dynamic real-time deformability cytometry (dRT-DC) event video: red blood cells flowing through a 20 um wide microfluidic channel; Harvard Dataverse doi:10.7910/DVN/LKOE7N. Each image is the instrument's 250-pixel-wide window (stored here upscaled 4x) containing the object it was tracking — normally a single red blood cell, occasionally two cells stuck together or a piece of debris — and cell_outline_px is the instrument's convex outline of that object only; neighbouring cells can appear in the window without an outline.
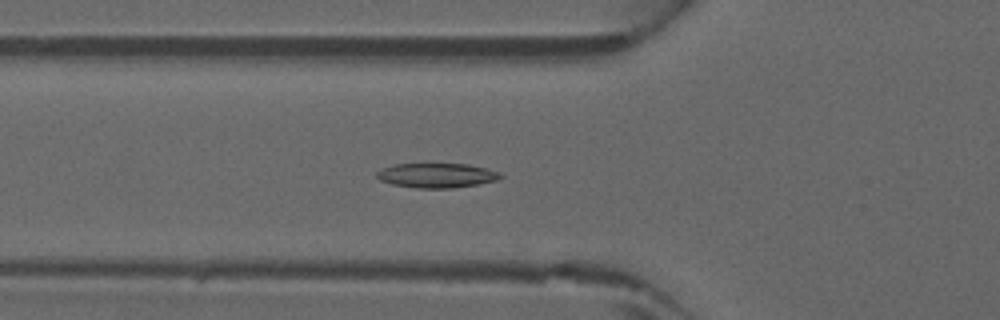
{"species": "common noctule bat (a hibernating species)", "species_latin": "Nyctalus noctula", "temperature_condition": "warm", "stored_images_in_passage": 46, "camera_frame_rate_fps": 3000, "um_per_image_px": 0.085, "animal": {"sex": "male", "forearm_length_mm": 52.5}, "frame": {"image": 1, "passage_image": 17, "time_ms": 5.333, "image_size_px": [1000, 320], "cell_outline_px": [[504, 176], [500, 180], [452, 188], [416, 188], [392, 184], [380, 180], [376, 176], [376, 172], [380, 168], [396, 164], [468, 164], [500, 172]], "centroid_in_image_um": [37.12, 14.91], "position_along_channel_um": 88.7, "area_um2": 17.74}}
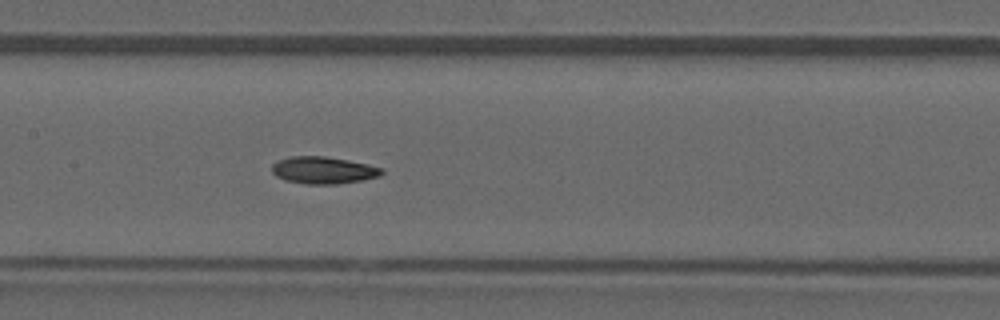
{"frame": {"image": 2, "passage_image": 23, "time_ms": 7.333, "image_size_px": [1000, 320], "cell_outline_px": [[384, 172], [380, 176], [364, 180], [336, 184], [304, 184], [284, 180], [276, 176], [272, 172], [272, 164], [280, 160], [292, 156], [324, 156], [348, 160], [368, 164], [384, 168]], "centroid_in_image_um": [27.51, 14.47], "position_along_channel_um": 179.9, "area_um2": 17.46}}
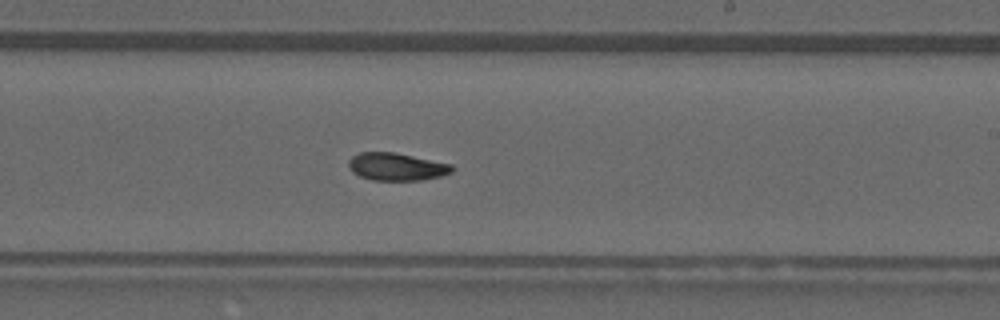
{"frame": {"image": 3, "passage_image": 28, "time_ms": 9.0, "image_size_px": [1000, 320], "cell_outline_px": [[456, 168], [452, 172], [440, 176], [424, 180], [372, 180], [360, 176], [352, 172], [348, 168], [348, 160], [352, 156], [360, 152], [392, 152], [452, 164]], "centroid_in_image_um": [33.7, 14.17], "position_along_channel_um": 255.3, "area_um2": 16.7}}